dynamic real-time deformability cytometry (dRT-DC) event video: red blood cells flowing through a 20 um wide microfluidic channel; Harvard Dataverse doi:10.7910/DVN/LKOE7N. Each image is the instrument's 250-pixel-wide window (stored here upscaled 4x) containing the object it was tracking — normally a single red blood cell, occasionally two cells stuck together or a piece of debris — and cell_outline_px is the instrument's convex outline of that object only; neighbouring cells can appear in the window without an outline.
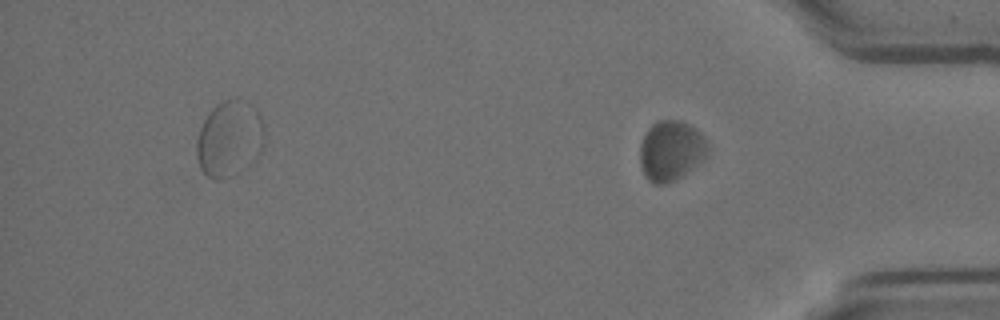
{"species": "Egyptian fruit bat (a non-hibernating species)", "species_latin": "Rousettus aegyptiacus", "temperature_condition": "room temperature", "stored_images_in_passage": 13, "segment_of_instrument_passage": [2, 2], "camera_frame_rate_fps": 3000, "um_per_image_px": 0.085, "animal": {"sex": "female"}, "frame": {"image": 1, "passage_image": 13, "time_ms": 4.0, "image_size_px": [1000, 320], "cell_outline_px": [[708, 152], [704, 160], [680, 176], [664, 184], [656, 184], [648, 180], [644, 176], [640, 164], [640, 144], [648, 128], [656, 120], [680, 120], [696, 128], [704, 136], [708, 144]], "centroid_in_image_um": [57.03, 12.78], "position_along_channel_um": 378.2, "area_um2": 23.81}}